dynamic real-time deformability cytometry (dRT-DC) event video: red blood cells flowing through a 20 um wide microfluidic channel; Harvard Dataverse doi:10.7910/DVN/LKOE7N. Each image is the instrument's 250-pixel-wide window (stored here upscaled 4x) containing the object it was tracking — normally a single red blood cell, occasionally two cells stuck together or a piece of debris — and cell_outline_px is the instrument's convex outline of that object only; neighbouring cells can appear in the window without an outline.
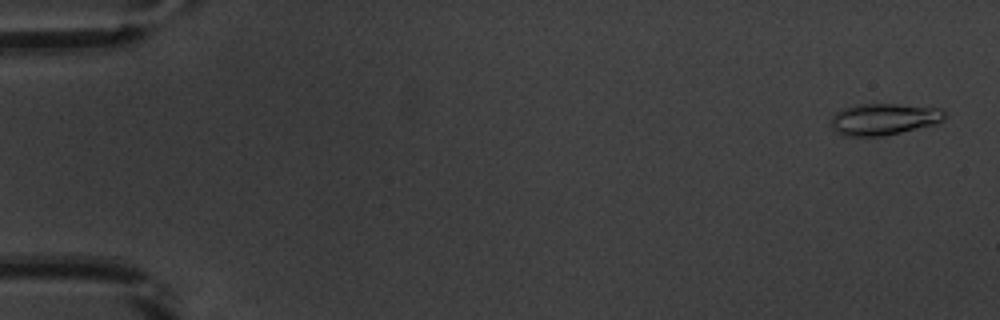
{"species": "common noctule bat (a hibernating species)", "species_latin": "Nyctalus noctula", "temperature_condition": "warm", "stored_images_in_passage": 53, "camera_frame_rate_fps": 3000, "um_per_image_px": 0.085, "animal": {"sex": "male", "body_mass_g": 20.1, "forearm_length_mm": 53.5}, "frame": {"image": 1, "passage_image": 2, "time_ms": 0.333, "image_size_px": [1000, 320], "cell_outline_px": [[944, 120], [936, 124], [884, 136], [844, 136], [836, 132], [832, 128], [832, 116], [836, 112], [844, 108], [856, 104], [896, 104], [944, 108]], "centroid_in_image_um": [75.14, 10.13], "position_along_channel_um": 9.9, "area_um2": 21.04}}
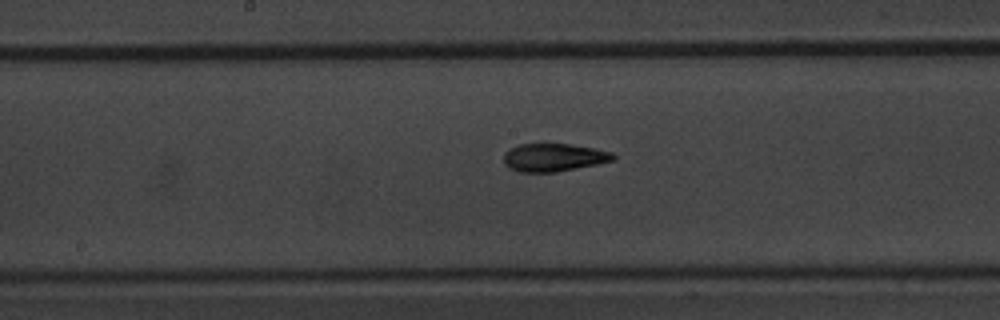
{"frame": {"image": 2, "passage_image": 28, "time_ms": 9.0, "image_size_px": [1000, 320], "cell_outline_px": [[616, 156], [612, 160], [596, 164], [556, 172], [520, 172], [508, 168], [504, 164], [504, 152], [508, 148], [520, 144], [572, 144], [612, 152]], "centroid_in_image_um": [47.01, 13.38], "position_along_channel_um": 201.2, "area_um2": 17.8}}
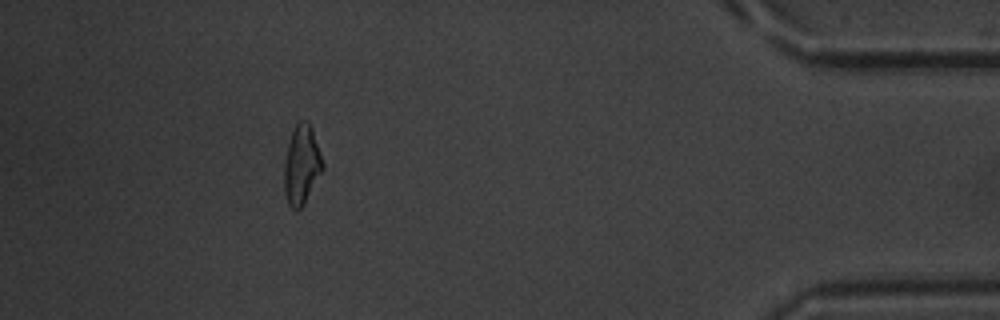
{"frame": {"image": 3, "passage_image": 48, "time_ms": 15.667, "image_size_px": [1000, 320], "cell_outline_px": [[324, 168], [304, 204], [296, 212], [288, 204], [284, 192], [284, 164], [288, 144], [292, 132], [296, 124], [300, 120], [308, 120], [312, 128], [324, 164]], "centroid_in_image_um": [25.64, 14.03], "position_along_channel_um": 409.6, "area_um2": 17.8}, "authors_computed_cell_mechanics": {"area_um2": 17.8602, "velocity_mm_per_s": 3.8875, "shape_relaxation_time_tau1_ms": 3.6265, "shape_relaxation_time_tau2_ms": 1.8946, "deformation_change_tau1": 0.1616, "deformation_change_tau2": 0.0812}}